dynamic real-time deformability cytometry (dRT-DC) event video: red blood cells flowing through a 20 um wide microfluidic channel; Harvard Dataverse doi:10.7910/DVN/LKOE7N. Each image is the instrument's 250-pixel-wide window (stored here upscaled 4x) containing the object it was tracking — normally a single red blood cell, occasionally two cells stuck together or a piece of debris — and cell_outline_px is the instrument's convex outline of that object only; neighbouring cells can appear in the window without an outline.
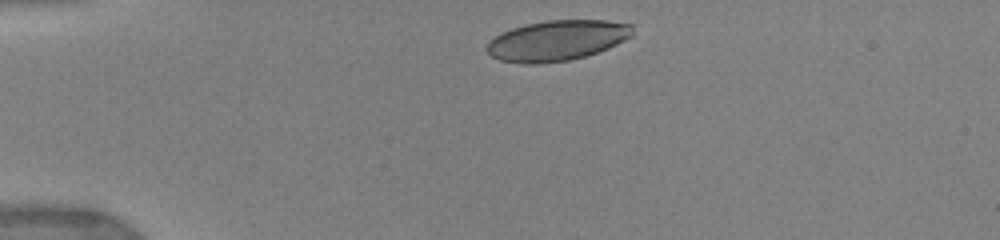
{"species": "human", "species_latin": "Homo sapiens", "temperature_condition": "warm", "stored_images_in_passage": 4, "camera_frame_rate_fps": 3000, "um_per_image_px": 0.085, "donor": {"sex": "female"}, "frame": {"image": 1, "passage_image": 1, "time_ms": 0.0, "image_size_px": [1000, 240], "cell_outline_px": [[632, 36], [608, 48], [584, 56], [568, 60], [536, 64], [520, 64], [500, 60], [492, 56], [484, 48], [488, 40], [512, 28], [524, 24], [548, 20], [608, 20], [632, 24]], "centroid_in_image_um": [47.31, 3.44], "position_along_channel_um": 37.7, "area_um2": 34.33}}